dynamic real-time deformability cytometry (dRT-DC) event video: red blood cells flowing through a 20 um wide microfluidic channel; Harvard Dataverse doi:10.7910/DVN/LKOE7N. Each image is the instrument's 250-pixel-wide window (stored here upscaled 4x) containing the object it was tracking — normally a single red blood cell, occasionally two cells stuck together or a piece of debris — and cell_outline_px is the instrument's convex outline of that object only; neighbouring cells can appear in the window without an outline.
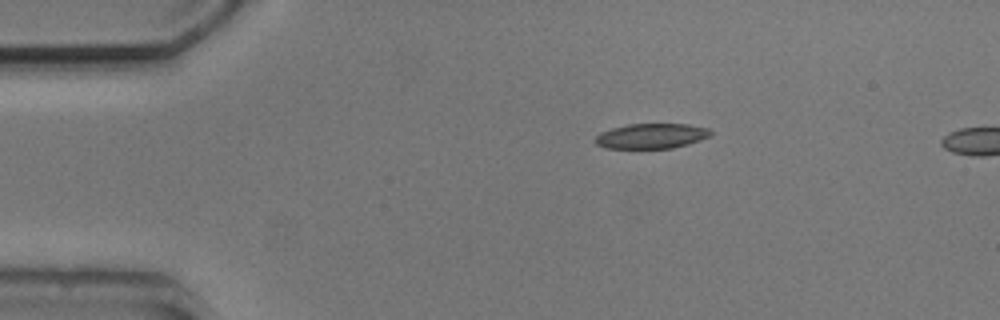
{"species": "common noctule bat (a hibernating species)", "species_latin": "Nyctalus noctula", "temperature_condition": "cold", "stored_images_in_passage": 6, "camera_frame_rate_fps": 3000, "um_per_image_px": 0.085, "animal": {"sex": "male", "body_mass_g": 20.5, "forearm_length_mm": 52.5}, "frame": {"image": 1, "passage_image": 1, "time_ms": 0.0, "image_size_px": [1000, 320], "cell_outline_px": [[712, 136], [688, 144], [672, 148], [604, 148], [596, 144], [596, 136], [600, 132], [612, 128], [628, 124], [688, 124], [708, 128], [712, 132]], "centroid_in_image_um": [55.39, 11.56], "position_along_channel_um": 29.6, "area_um2": 16.88}}